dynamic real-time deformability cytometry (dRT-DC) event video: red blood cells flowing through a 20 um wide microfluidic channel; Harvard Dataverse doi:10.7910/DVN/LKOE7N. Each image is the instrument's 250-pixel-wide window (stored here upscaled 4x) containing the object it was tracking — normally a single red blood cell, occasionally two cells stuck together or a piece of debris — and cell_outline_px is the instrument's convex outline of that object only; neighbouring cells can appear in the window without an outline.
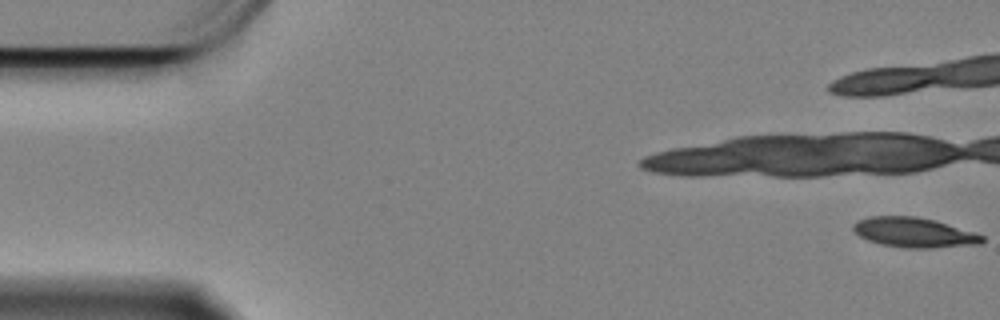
{"species": "Egyptian fruit bat (a non-hibernating species)", "species_latin": "Rousettus aegyptiacus", "temperature_condition": "cold", "stored_images_in_passage": 16, "camera_frame_rate_fps": 3000, "um_per_image_px": 0.085, "animal": {"sex": "female"}, "frame": {"image": 1, "passage_image": 1, "time_ms": 0.0, "image_size_px": [1000, 320], "cell_outline_px": [[984, 240], [980, 244], [928, 248], [904, 248], [880, 244], [868, 240], [860, 236], [852, 228], [852, 224], [860, 220], [872, 216], [916, 216], [936, 220], [984, 236]], "centroid_in_image_um": [77.68, 19.76], "position_along_channel_um": 7.3, "area_um2": 22.25}}